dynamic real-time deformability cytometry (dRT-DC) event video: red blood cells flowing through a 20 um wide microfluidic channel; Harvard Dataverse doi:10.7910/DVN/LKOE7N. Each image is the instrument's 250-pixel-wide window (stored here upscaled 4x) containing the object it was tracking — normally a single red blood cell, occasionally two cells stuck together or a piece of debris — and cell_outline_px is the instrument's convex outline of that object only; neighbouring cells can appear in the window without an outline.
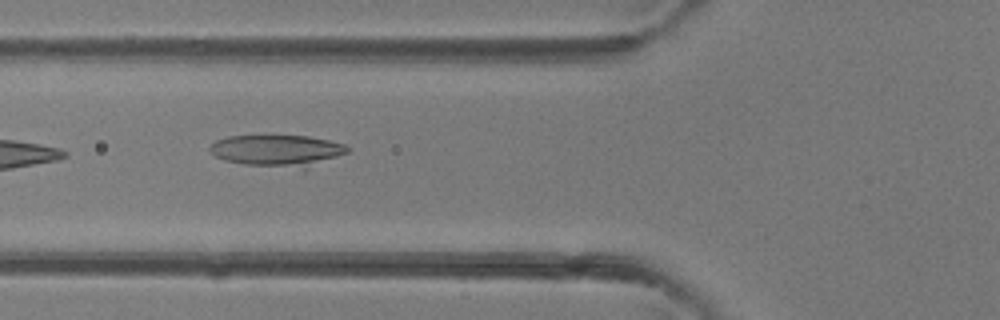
{"species": "common noctule bat (a hibernating species)", "species_latin": "Nyctalus noctula", "temperature_condition": "room temperature", "stored_images_in_passage": 6, "camera_frame_rate_fps": 3000, "um_per_image_px": 0.085, "animal": {"sex": "female"}, "frame": {"image": 1, "passage_image": 6, "time_ms": 5.667, "image_size_px": [1000, 320], "cell_outline_px": [[352, 148], [348, 152], [304, 168], [244, 164], [224, 160], [216, 156], [208, 148], [216, 140], [228, 136], [308, 136], [328, 140], [344, 144]], "centroid_in_image_um": [23.57, 12.78], "position_along_channel_um": 102.2, "area_um2": 24.8}}